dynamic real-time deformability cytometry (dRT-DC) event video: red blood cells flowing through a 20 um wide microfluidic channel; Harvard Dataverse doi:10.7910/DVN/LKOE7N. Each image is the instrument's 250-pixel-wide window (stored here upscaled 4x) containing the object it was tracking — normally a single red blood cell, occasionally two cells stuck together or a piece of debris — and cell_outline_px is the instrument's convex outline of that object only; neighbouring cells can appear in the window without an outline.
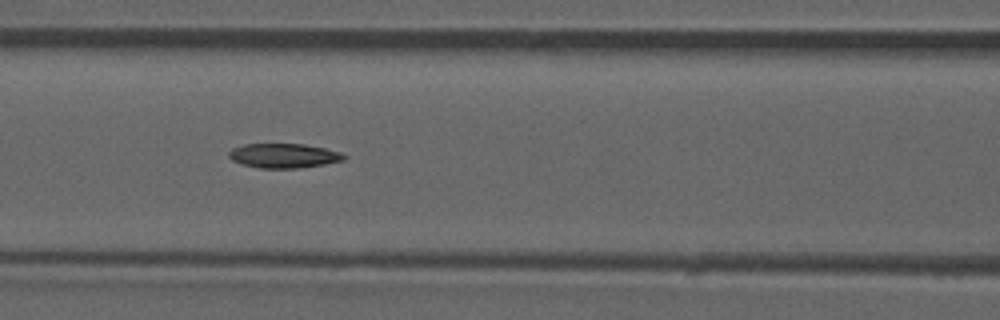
{"species": "common noctule bat (a hibernating species)", "species_latin": "Nyctalus noctula", "temperature_condition": "room temperature", "stored_images_in_passage": 51, "camera_frame_rate_fps": 3000, "um_per_image_px": 0.085, "animal": {"sex": "male", "forearm_length_mm": 52.5}, "frame": {"image": 1, "passage_image": 22, "time_ms": 7.0, "image_size_px": [1000, 320], "cell_outline_px": [[348, 156], [344, 160], [324, 164], [296, 168], [260, 168], [240, 164], [232, 160], [228, 156], [228, 152], [232, 148], [244, 144], [304, 144], [324, 148], [340, 152]], "centroid_in_image_um": [24.09, 13.23], "position_along_channel_um": 142.5, "area_um2": 16.42}}